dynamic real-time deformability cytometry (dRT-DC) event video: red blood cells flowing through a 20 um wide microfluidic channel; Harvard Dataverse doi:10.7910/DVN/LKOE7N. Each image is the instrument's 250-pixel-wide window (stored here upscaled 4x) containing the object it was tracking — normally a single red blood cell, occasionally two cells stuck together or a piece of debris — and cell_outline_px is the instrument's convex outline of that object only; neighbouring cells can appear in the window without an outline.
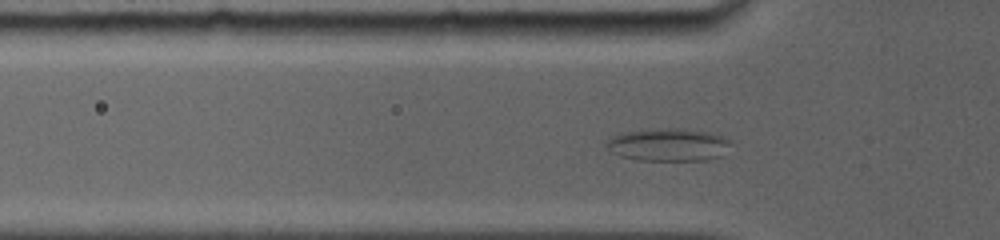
{"species": "common noctule bat (a hibernating species)", "species_latin": "Nyctalus noctula", "temperature_condition": "room temperature", "stored_images_in_passage": 60, "camera_frame_rate_fps": 5000, "um_per_image_px": 0.085, "animal": {"sex": "female", "body_mass_g": 19.0, "forearm_length_mm": 56.7}, "frame": {"image": 1, "passage_image": 2, "time_ms": 0.2, "image_size_px": [1000, 240], "cell_outline_px": [[732, 144], [724, 156], [708, 160], [640, 160], [620, 156], [612, 152], [604, 144], [608, 136], [620, 132], [656, 128], [684, 128], [708, 132], [724, 136], [732, 140]], "centroid_in_image_um": [56.83, 12.29], "position_along_channel_um": 69.0, "area_um2": 24.45}}
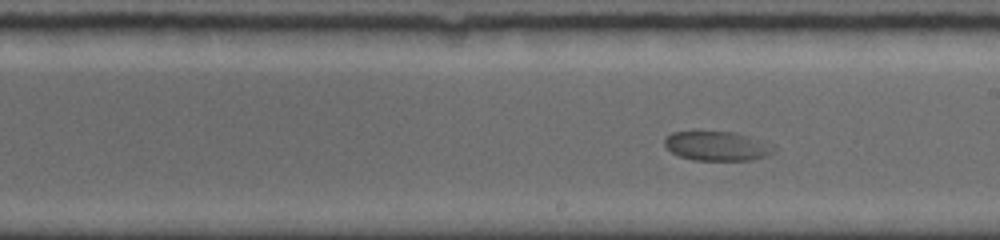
{"frame": {"image": 2, "passage_image": 23, "time_ms": 4.4, "image_size_px": [1000, 240], "cell_outline_px": [[776, 152], [752, 160], [692, 160], [680, 156], [672, 152], [664, 144], [664, 140], [672, 132], [736, 132], [772, 144], [776, 148]], "centroid_in_image_um": [60.98, 12.42], "position_along_channel_um": 228.0, "area_um2": 18.55}}
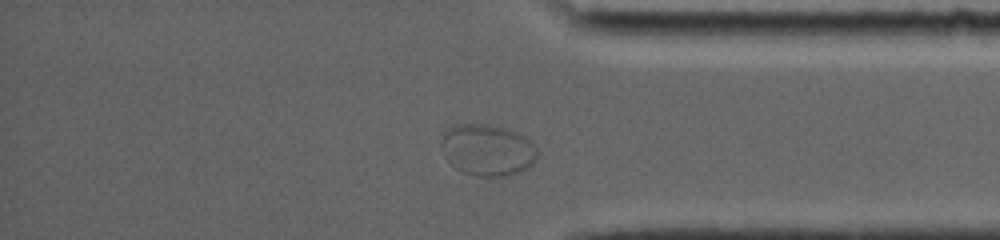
{"frame": {"image": 3, "passage_image": 45, "time_ms": 8.8, "image_size_px": [1000, 240], "cell_outline_px": [[540, 152], [536, 160], [528, 168], [512, 176], [472, 176], [460, 172], [444, 156], [444, 132], [452, 124], [488, 124], [508, 128], [524, 136]], "centroid_in_image_um": [41.48, 12.76], "position_along_channel_um": 393.7, "area_um2": 29.02}}